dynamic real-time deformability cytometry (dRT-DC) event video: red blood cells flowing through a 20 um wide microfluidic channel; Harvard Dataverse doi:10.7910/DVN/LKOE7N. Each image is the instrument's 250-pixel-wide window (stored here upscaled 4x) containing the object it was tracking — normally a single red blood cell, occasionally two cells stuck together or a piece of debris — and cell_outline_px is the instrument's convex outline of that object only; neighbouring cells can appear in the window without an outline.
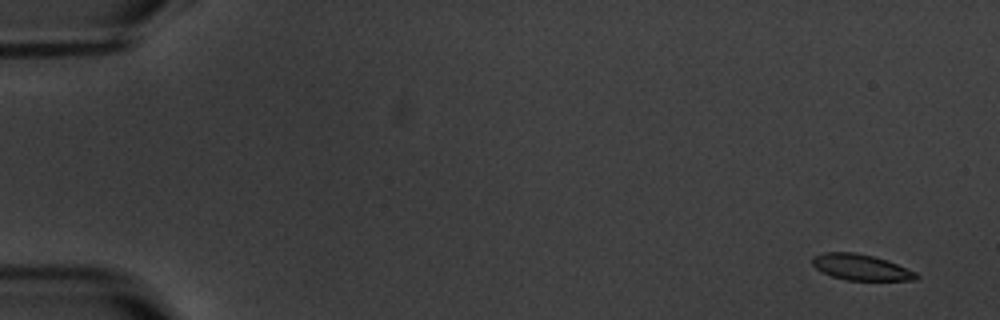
{"species": "common noctule bat (a hibernating species)", "species_latin": "Nyctalus noctula", "temperature_condition": "warm", "stored_images_in_passage": 16, "camera_frame_rate_fps": 3000, "um_per_image_px": 0.085, "animal": {"sex": "male", "body_mass_g": 20.1, "forearm_length_mm": 53.5}, "frame": {"image": 1, "passage_image": 1, "time_ms": 0.0, "image_size_px": [1000, 320], "cell_outline_px": [[920, 276], [916, 280], [848, 280], [832, 276], [816, 268], [812, 264], [812, 260], [816, 256], [824, 252], [856, 252], [888, 260], [916, 272]], "centroid_in_image_um": [73.22, 22.71], "position_along_channel_um": 11.8, "area_um2": 15.55}}
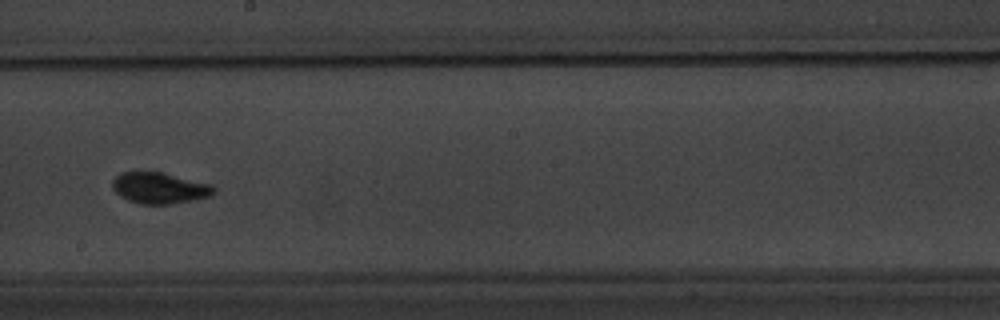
{"frame": {"image": 2, "passage_image": 9, "time_ms": 10.333, "image_size_px": [1000, 320], "cell_outline_px": [[216, 192], [212, 196], [196, 200], [172, 204], [140, 204], [128, 200], [120, 196], [112, 188], [112, 180], [120, 172], [160, 172], [212, 184], [216, 188]], "centroid_in_image_um": [13.59, 15.99], "position_along_channel_um": 234.6, "area_um2": 18.61}}
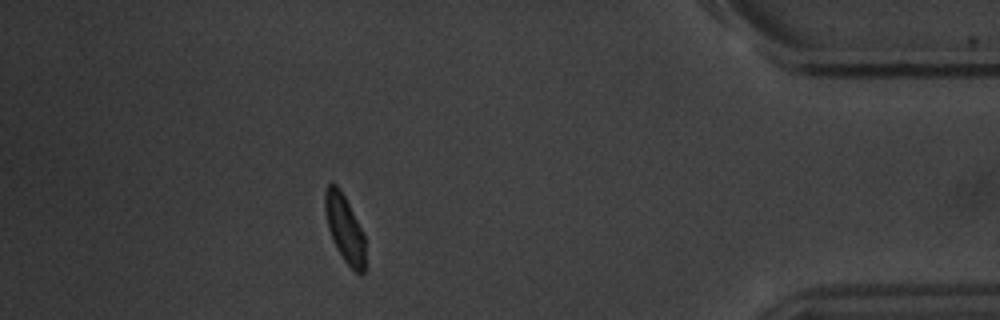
{"frame": {"image": 3, "passage_image": 14, "time_ms": 16.333, "image_size_px": [1000, 320], "cell_outline_px": [[364, 272], [360, 276], [344, 260], [336, 248], [332, 240], [328, 228], [324, 208], [324, 192], [328, 184], [332, 180], [340, 188], [364, 236]], "centroid_in_image_um": [29.25, 19.39], "position_along_channel_um": 405.9, "area_um2": 15.61}, "authors_computed_cell_mechanics": {"area_um2": 16.8198, "velocity_mm_per_s": 3.5419, "shape_relaxation_time_tau1_ms": 1.8841, "shape_relaxation_time_tau2_ms": 0.7581, "deformation_change_tau1": 0.1024, "deformation_change_tau2": 0.0537}}